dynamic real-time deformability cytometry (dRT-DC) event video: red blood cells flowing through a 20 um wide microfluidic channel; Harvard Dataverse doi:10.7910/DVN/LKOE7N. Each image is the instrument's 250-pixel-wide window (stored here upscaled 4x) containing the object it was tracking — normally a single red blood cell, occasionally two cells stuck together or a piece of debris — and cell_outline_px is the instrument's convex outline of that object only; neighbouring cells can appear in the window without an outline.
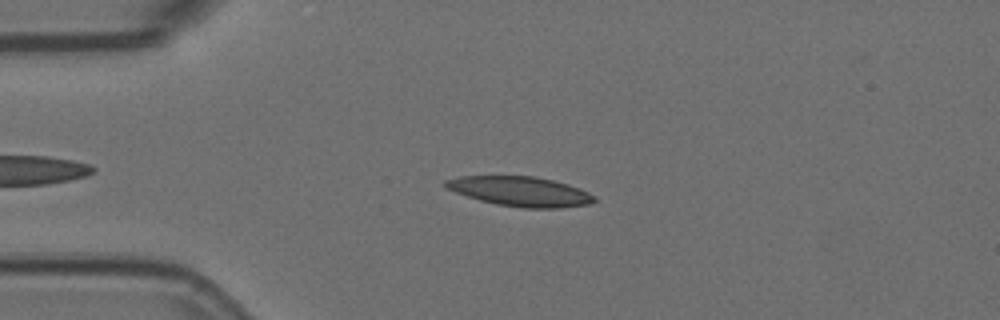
{"species": "Egyptian fruit bat (a non-hibernating species)", "species_latin": "Rousettus aegyptiacus", "temperature_condition": "room temperature", "stored_images_in_passage": 4, "camera_frame_rate_fps": 3000, "um_per_image_px": 0.085, "animal": {"sex": "female"}, "frame": {"image": 1, "passage_image": 3, "time_ms": 0.667, "image_size_px": [1000, 320], "cell_outline_px": [[596, 200], [588, 204], [560, 208], [524, 208], [496, 204], [480, 200], [456, 192], [448, 188], [444, 184], [444, 180], [460, 176], [536, 176], [568, 184], [580, 188], [596, 196]], "centroid_in_image_um": [44.25, 16.27], "position_along_channel_um": 40.7, "area_um2": 25.66}}